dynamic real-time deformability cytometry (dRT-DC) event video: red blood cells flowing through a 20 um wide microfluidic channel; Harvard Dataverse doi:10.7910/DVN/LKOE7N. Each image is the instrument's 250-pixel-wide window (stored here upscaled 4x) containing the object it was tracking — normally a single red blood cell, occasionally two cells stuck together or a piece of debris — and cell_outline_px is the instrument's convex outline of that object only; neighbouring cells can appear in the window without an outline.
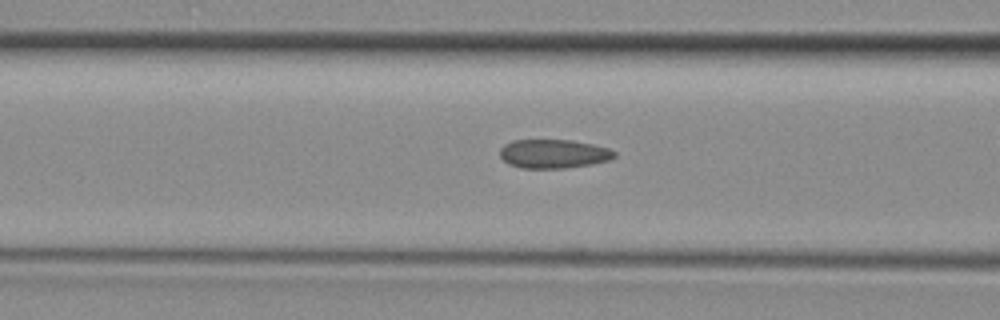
{"species": "common noctule bat (a hibernating species)", "species_latin": "Nyctalus noctula", "temperature_condition": "room temperature", "stored_images_in_passage": 36, "camera_frame_rate_fps": 3000, "um_per_image_px": 0.085, "animal": {"sex": "female", "body_mass_g": 29.2, "forearm_length_mm": 56.3}, "frame": {"image": 1, "passage_image": 17, "time_ms": 5.333, "image_size_px": [1000, 320], "cell_outline_px": [[616, 156], [608, 160], [592, 164], [564, 168], [520, 168], [508, 164], [500, 156], [500, 148], [504, 144], [512, 140], [572, 140], [592, 144], [608, 148], [616, 152]], "centroid_in_image_um": [47.03, 13.07], "position_along_channel_um": 119.6, "area_um2": 19.31}}
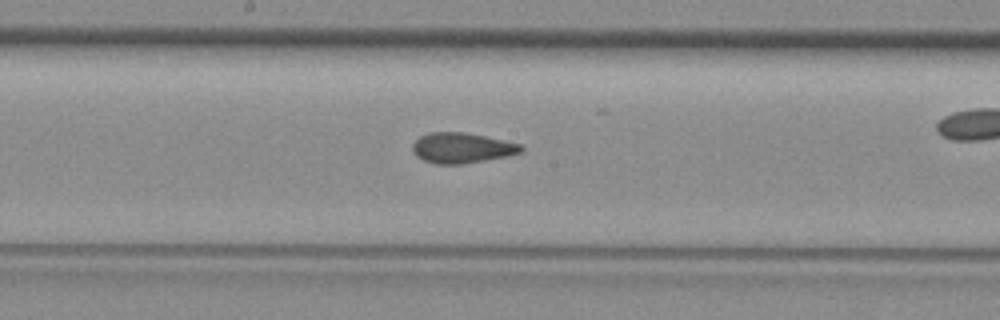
{"frame": {"image": 2, "passage_image": 23, "time_ms": 7.333, "image_size_px": [1000, 320], "cell_outline_px": [[524, 152], [508, 156], [464, 164], [436, 164], [424, 160], [416, 156], [412, 152], [412, 144], [420, 136], [428, 132], [464, 132], [484, 136], [520, 144], [524, 148]], "centroid_in_image_um": [39.25, 12.58], "position_along_channel_um": 209.0, "area_um2": 19.31}}
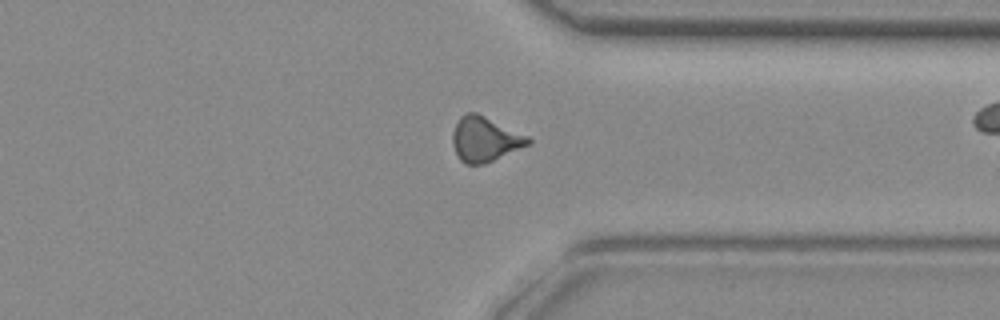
{"frame": {"image": 3, "passage_image": 34, "time_ms": 11.0, "image_size_px": [1000, 320], "cell_outline_px": [[532, 140], [528, 144], [484, 164], [464, 164], [460, 160], [452, 144], [452, 132], [460, 116], [464, 112], [476, 112], [528, 136]], "centroid_in_image_um": [41.17, 11.82], "position_along_channel_um": 370.2, "area_um2": 19.48}}